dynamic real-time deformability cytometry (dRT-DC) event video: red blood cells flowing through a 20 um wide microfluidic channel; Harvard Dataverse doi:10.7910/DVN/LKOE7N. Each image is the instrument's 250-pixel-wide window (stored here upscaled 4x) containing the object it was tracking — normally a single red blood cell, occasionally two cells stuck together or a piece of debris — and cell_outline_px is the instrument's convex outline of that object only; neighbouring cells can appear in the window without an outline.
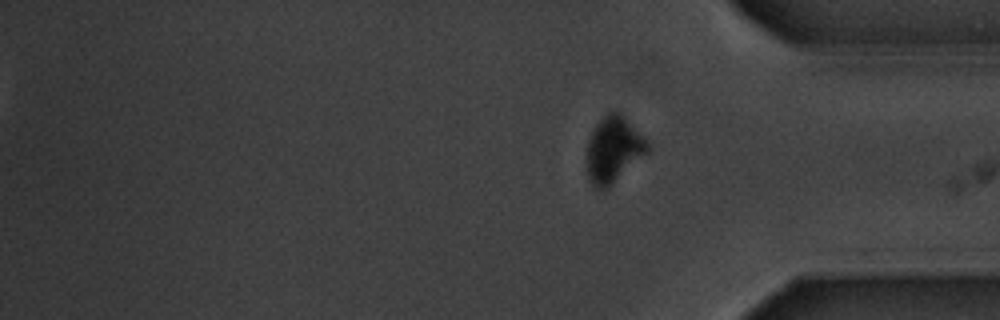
{"species": "common noctule bat (a hibernating species)", "species_latin": "Nyctalus noctula", "temperature_condition": "warm", "stored_images_in_passage": 16, "camera_frame_rate_fps": 3000, "um_per_image_px": 0.085, "animal": {"sex": "male", "body_mass_g": 20.1, "forearm_length_mm": 53.5}, "frame": {"image": 1, "passage_image": 16, "time_ms": 19.333, "image_size_px": [1000, 320], "cell_outline_px": [[652, 148], [648, 152], [608, 188], [596, 188], [588, 180], [584, 164], [584, 156], [588, 140], [596, 124], [608, 112], [620, 112], [648, 140]], "centroid_in_image_um": [52.12, 12.73], "position_along_channel_um": 383.1, "area_um2": 23.87}}